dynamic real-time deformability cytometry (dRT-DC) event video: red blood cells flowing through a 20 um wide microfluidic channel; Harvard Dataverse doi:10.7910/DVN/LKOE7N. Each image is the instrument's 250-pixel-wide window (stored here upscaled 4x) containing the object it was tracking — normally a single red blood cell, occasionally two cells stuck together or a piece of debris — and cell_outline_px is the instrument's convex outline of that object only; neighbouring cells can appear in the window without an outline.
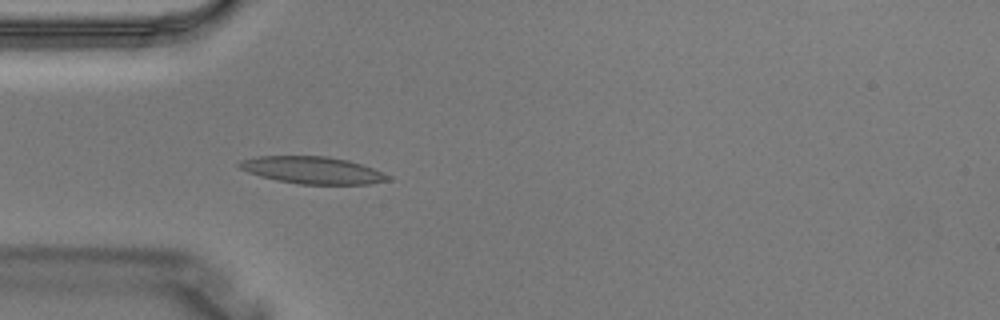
{"species": "Egyptian fruit bat (a non-hibernating species)", "species_latin": "Rousettus aegyptiacus", "temperature_condition": "warm", "stored_images_in_passage": 3, "camera_frame_rate_fps": 3000, "um_per_image_px": 0.085, "animal": {"sex": "male"}, "frame": {"image": 1, "passage_image": 3, "time_ms": 0.667, "image_size_px": [1000, 320], "cell_outline_px": [[392, 180], [368, 184], [300, 184], [276, 180], [260, 176], [248, 172], [240, 168], [236, 164], [240, 160], [260, 156], [328, 156], [348, 160], [372, 168], [392, 176]], "centroid_in_image_um": [26.57, 14.46], "position_along_channel_um": 58.4, "area_um2": 23.52}}